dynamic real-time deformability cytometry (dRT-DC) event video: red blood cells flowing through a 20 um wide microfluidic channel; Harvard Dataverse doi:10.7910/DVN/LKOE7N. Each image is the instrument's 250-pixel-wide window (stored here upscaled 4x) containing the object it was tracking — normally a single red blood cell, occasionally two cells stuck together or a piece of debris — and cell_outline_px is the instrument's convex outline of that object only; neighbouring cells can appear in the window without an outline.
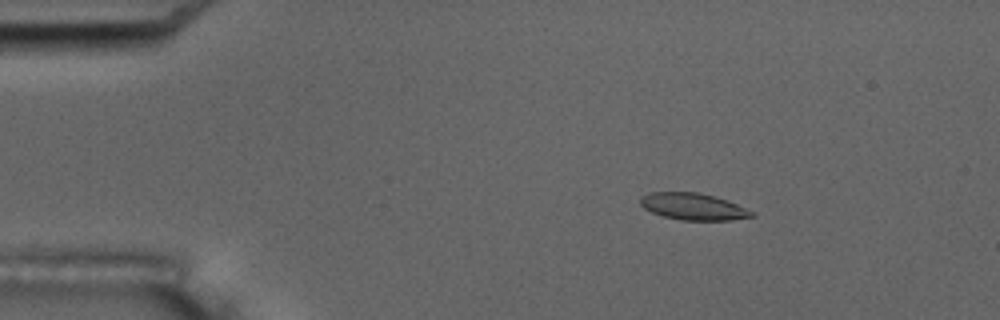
{"species": "common noctule bat (a hibernating species)", "species_latin": "Nyctalus noctula", "temperature_condition": "room temperature", "stored_images_in_passage": 6, "camera_frame_rate_fps": 3000, "um_per_image_px": 0.085, "animal": {"sex": "male", "body_mass_g": 17.5, "forearm_length_mm": 52.3}, "frame": {"image": 1, "passage_image": 3, "time_ms": 2.333, "image_size_px": [1000, 320], "cell_outline_px": [[756, 216], [732, 220], [680, 220], [664, 216], [652, 212], [644, 208], [640, 204], [640, 196], [648, 192], [696, 192], [728, 200], [752, 212]], "centroid_in_image_um": [58.88, 17.55], "position_along_channel_um": 26.1, "area_um2": 17.28}}